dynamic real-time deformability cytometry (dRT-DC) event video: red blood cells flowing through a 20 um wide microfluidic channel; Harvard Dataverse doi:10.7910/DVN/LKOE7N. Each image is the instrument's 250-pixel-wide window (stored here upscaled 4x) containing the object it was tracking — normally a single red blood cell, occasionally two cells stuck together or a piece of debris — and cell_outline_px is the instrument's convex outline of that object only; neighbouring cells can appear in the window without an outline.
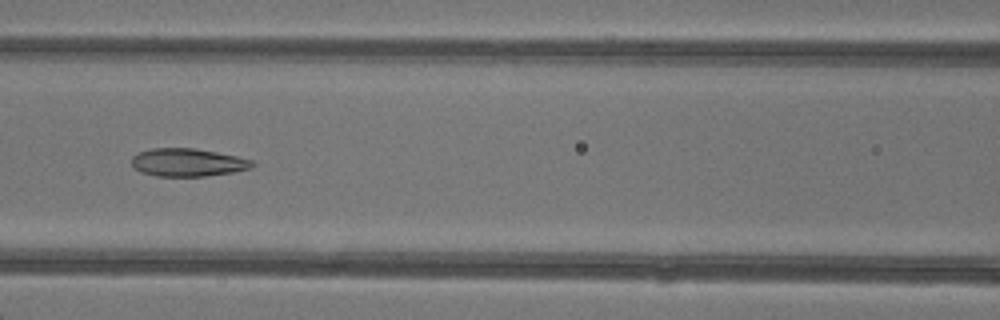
{"species": "common noctule bat (a hibernating species)", "species_latin": "Nyctalus noctula", "temperature_condition": "warm", "stored_images_in_passage": 6, "camera_frame_rate_fps": 3000, "um_per_image_px": 0.085, "animal": {"sex": "female"}, "frame": {"image": 1, "passage_image": 6, "time_ms": 6.667, "image_size_px": [1000, 320], "cell_outline_px": [[256, 164], [252, 168], [232, 172], [204, 176], [156, 176], [140, 172], [132, 168], [132, 156], [140, 152], [152, 148], [196, 148], [236, 156], [252, 160]], "centroid_in_image_um": [15.94, 13.81], "position_along_channel_um": 150.7, "area_um2": 19.71}}